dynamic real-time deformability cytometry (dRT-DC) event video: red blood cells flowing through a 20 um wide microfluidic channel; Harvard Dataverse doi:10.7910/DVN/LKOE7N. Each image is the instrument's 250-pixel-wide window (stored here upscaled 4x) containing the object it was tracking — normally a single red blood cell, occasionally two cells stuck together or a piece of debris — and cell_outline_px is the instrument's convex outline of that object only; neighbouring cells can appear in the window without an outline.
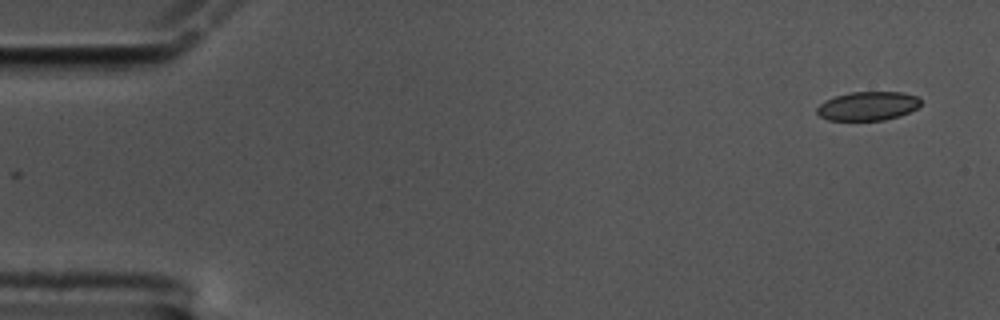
{"species": "common noctule bat (a hibernating species)", "species_latin": "Nyctalus noctula", "temperature_condition": "cold", "stored_images_in_passage": 56, "camera_frame_rate_fps": 3000, "um_per_image_px": 0.085, "animal": {"sex": "male", "body_mass_g": 17.5, "forearm_length_mm": 52.3}, "frame": {"image": 1, "passage_image": 1, "time_ms": 0.0, "image_size_px": [1000, 320], "cell_outline_px": [[920, 104], [916, 108], [900, 116], [884, 120], [828, 120], [820, 116], [816, 112], [816, 108], [824, 100], [848, 92], [904, 92], [916, 96], [920, 100]], "centroid_in_image_um": [73.74, 9.01], "position_along_channel_um": 11.3, "area_um2": 17.46}}
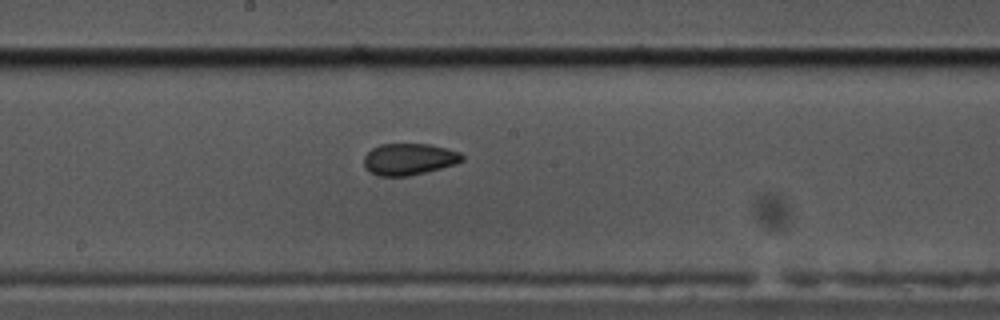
{"frame": {"image": 2, "passage_image": 30, "time_ms": 9.667, "image_size_px": [1000, 320], "cell_outline_px": [[464, 160], [456, 164], [408, 176], [380, 176], [364, 168], [364, 156], [372, 148], [380, 144], [428, 144], [460, 152], [464, 156]], "centroid_in_image_um": [34.76, 13.53], "position_along_channel_um": 213.4, "area_um2": 17.98}}
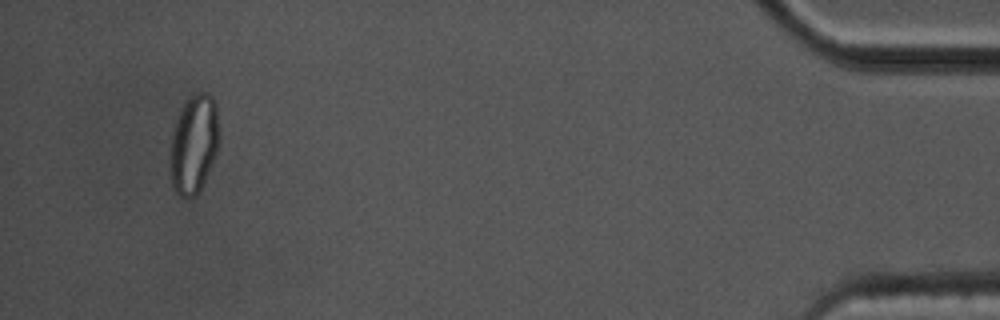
{"frame": {"image": 3, "passage_image": 55, "time_ms": 18.0, "image_size_px": [1000, 320], "cell_outline_px": [[220, 144], [212, 164], [200, 188], [188, 200], [180, 196], [172, 188], [168, 164], [168, 152], [172, 132], [180, 108], [184, 100], [192, 92], [208, 92], [212, 96], [216, 104], [220, 132]], "centroid_in_image_um": [16.45, 12.2], "position_along_channel_um": 418.7, "area_um2": 29.36}}